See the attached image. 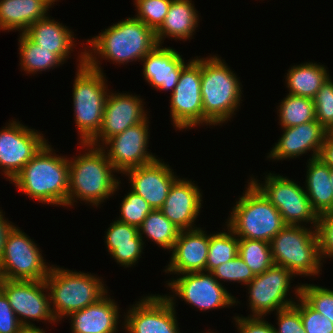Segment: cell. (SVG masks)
<instances>
[{"label":"cell","mask_w":333,"mask_h":333,"mask_svg":"<svg viewBox=\"0 0 333 333\" xmlns=\"http://www.w3.org/2000/svg\"><path fill=\"white\" fill-rule=\"evenodd\" d=\"M92 53L86 50L81 52L73 85L74 116L80 143H89L98 134L108 97L103 71Z\"/></svg>","instance_id":"6da1fadb"},{"label":"cell","mask_w":333,"mask_h":333,"mask_svg":"<svg viewBox=\"0 0 333 333\" xmlns=\"http://www.w3.org/2000/svg\"><path fill=\"white\" fill-rule=\"evenodd\" d=\"M51 152L46 142L12 182L34 200L67 206L69 160Z\"/></svg>","instance_id":"7a4b0ae2"},{"label":"cell","mask_w":333,"mask_h":333,"mask_svg":"<svg viewBox=\"0 0 333 333\" xmlns=\"http://www.w3.org/2000/svg\"><path fill=\"white\" fill-rule=\"evenodd\" d=\"M81 145L88 147L89 152L69 161L67 206H72L76 197L97 207L117 191L120 182L113 177L116 169L106 156L103 146L95 148L89 143Z\"/></svg>","instance_id":"3957f363"},{"label":"cell","mask_w":333,"mask_h":333,"mask_svg":"<svg viewBox=\"0 0 333 333\" xmlns=\"http://www.w3.org/2000/svg\"><path fill=\"white\" fill-rule=\"evenodd\" d=\"M218 57L201 58V97L203 123H224L234 114L241 100L240 81Z\"/></svg>","instance_id":"277c9868"},{"label":"cell","mask_w":333,"mask_h":333,"mask_svg":"<svg viewBox=\"0 0 333 333\" xmlns=\"http://www.w3.org/2000/svg\"><path fill=\"white\" fill-rule=\"evenodd\" d=\"M87 43L95 54L116 64L142 60L158 45L156 32L134 17L112 25Z\"/></svg>","instance_id":"5b68a950"},{"label":"cell","mask_w":333,"mask_h":333,"mask_svg":"<svg viewBox=\"0 0 333 333\" xmlns=\"http://www.w3.org/2000/svg\"><path fill=\"white\" fill-rule=\"evenodd\" d=\"M52 267L45 283L48 288L46 292H51V311L57 321L96 303L107 294L102 281L91 274Z\"/></svg>","instance_id":"8992f818"},{"label":"cell","mask_w":333,"mask_h":333,"mask_svg":"<svg viewBox=\"0 0 333 333\" xmlns=\"http://www.w3.org/2000/svg\"><path fill=\"white\" fill-rule=\"evenodd\" d=\"M246 189L232 209L227 226L239 238L270 243L286 224L278 209L251 182Z\"/></svg>","instance_id":"52a82bcc"},{"label":"cell","mask_w":333,"mask_h":333,"mask_svg":"<svg viewBox=\"0 0 333 333\" xmlns=\"http://www.w3.org/2000/svg\"><path fill=\"white\" fill-rule=\"evenodd\" d=\"M274 265L290 270L294 276L318 275L321 259L316 229L286 225L270 241Z\"/></svg>","instance_id":"ba28073f"},{"label":"cell","mask_w":333,"mask_h":333,"mask_svg":"<svg viewBox=\"0 0 333 333\" xmlns=\"http://www.w3.org/2000/svg\"><path fill=\"white\" fill-rule=\"evenodd\" d=\"M36 244L15 225L8 231L0 259V279L42 281L48 276L50 266Z\"/></svg>","instance_id":"9c48e42d"},{"label":"cell","mask_w":333,"mask_h":333,"mask_svg":"<svg viewBox=\"0 0 333 333\" xmlns=\"http://www.w3.org/2000/svg\"><path fill=\"white\" fill-rule=\"evenodd\" d=\"M250 182L278 209L286 225L314 223L316 228L318 215L312 209L306 191L292 180L280 175H267L265 184L251 179Z\"/></svg>","instance_id":"30bf717a"},{"label":"cell","mask_w":333,"mask_h":333,"mask_svg":"<svg viewBox=\"0 0 333 333\" xmlns=\"http://www.w3.org/2000/svg\"><path fill=\"white\" fill-rule=\"evenodd\" d=\"M170 113L179 130L203 123L201 97V58L189 61L183 68L177 86L171 93Z\"/></svg>","instance_id":"8fae6325"},{"label":"cell","mask_w":333,"mask_h":333,"mask_svg":"<svg viewBox=\"0 0 333 333\" xmlns=\"http://www.w3.org/2000/svg\"><path fill=\"white\" fill-rule=\"evenodd\" d=\"M48 289L45 280L20 281L0 279V290L23 327H35L27 319L57 322L51 311L50 295L43 292ZM22 316V317H20ZM20 317V318H19Z\"/></svg>","instance_id":"7c38bea8"},{"label":"cell","mask_w":333,"mask_h":333,"mask_svg":"<svg viewBox=\"0 0 333 333\" xmlns=\"http://www.w3.org/2000/svg\"><path fill=\"white\" fill-rule=\"evenodd\" d=\"M46 142L34 129L9 123L0 131V167L5 176L12 181Z\"/></svg>","instance_id":"4fadbf2b"},{"label":"cell","mask_w":333,"mask_h":333,"mask_svg":"<svg viewBox=\"0 0 333 333\" xmlns=\"http://www.w3.org/2000/svg\"><path fill=\"white\" fill-rule=\"evenodd\" d=\"M293 275L290 270L278 265H273L262 274L255 275L247 284L250 293L249 306L253 312L251 316L264 317L275 309L279 311L294 305V301L286 298Z\"/></svg>","instance_id":"5bb4252c"},{"label":"cell","mask_w":333,"mask_h":333,"mask_svg":"<svg viewBox=\"0 0 333 333\" xmlns=\"http://www.w3.org/2000/svg\"><path fill=\"white\" fill-rule=\"evenodd\" d=\"M181 275L178 279L169 281L168 286L188 304L206 311L237 303L211 272H189Z\"/></svg>","instance_id":"9a60e30c"},{"label":"cell","mask_w":333,"mask_h":333,"mask_svg":"<svg viewBox=\"0 0 333 333\" xmlns=\"http://www.w3.org/2000/svg\"><path fill=\"white\" fill-rule=\"evenodd\" d=\"M173 297L150 295L128 310L124 326L129 333H180Z\"/></svg>","instance_id":"2e32d148"},{"label":"cell","mask_w":333,"mask_h":333,"mask_svg":"<svg viewBox=\"0 0 333 333\" xmlns=\"http://www.w3.org/2000/svg\"><path fill=\"white\" fill-rule=\"evenodd\" d=\"M148 120L130 126L122 133L108 138L105 144L110 146L106 156L110 160L115 172L124 173L126 170L150 164L156 160L152 153L147 152Z\"/></svg>","instance_id":"e0dca14e"},{"label":"cell","mask_w":333,"mask_h":333,"mask_svg":"<svg viewBox=\"0 0 333 333\" xmlns=\"http://www.w3.org/2000/svg\"><path fill=\"white\" fill-rule=\"evenodd\" d=\"M108 93L103 111V121L98 134L89 142L90 145L99 146L117 134L122 133L130 126L144 122L147 114L143 109L142 99L126 93Z\"/></svg>","instance_id":"ac0fdd59"},{"label":"cell","mask_w":333,"mask_h":333,"mask_svg":"<svg viewBox=\"0 0 333 333\" xmlns=\"http://www.w3.org/2000/svg\"><path fill=\"white\" fill-rule=\"evenodd\" d=\"M123 174H128L131 190L144 198L153 209L163 206L171 186L178 179L169 165L158 159L150 164L128 169Z\"/></svg>","instance_id":"d6986e66"},{"label":"cell","mask_w":333,"mask_h":333,"mask_svg":"<svg viewBox=\"0 0 333 333\" xmlns=\"http://www.w3.org/2000/svg\"><path fill=\"white\" fill-rule=\"evenodd\" d=\"M283 135L274 148L270 151L268 158L288 159L301 156L312 150V158L320 157L327 131L317 120L293 127L283 128Z\"/></svg>","instance_id":"ffe728a7"},{"label":"cell","mask_w":333,"mask_h":333,"mask_svg":"<svg viewBox=\"0 0 333 333\" xmlns=\"http://www.w3.org/2000/svg\"><path fill=\"white\" fill-rule=\"evenodd\" d=\"M210 235L201 228L181 230L172 248V257L165 272L183 274L206 272Z\"/></svg>","instance_id":"44dd1931"},{"label":"cell","mask_w":333,"mask_h":333,"mask_svg":"<svg viewBox=\"0 0 333 333\" xmlns=\"http://www.w3.org/2000/svg\"><path fill=\"white\" fill-rule=\"evenodd\" d=\"M198 186L185 179H177L171 186L165 203L159 209L180 230H191L201 208Z\"/></svg>","instance_id":"7402d4cb"},{"label":"cell","mask_w":333,"mask_h":333,"mask_svg":"<svg viewBox=\"0 0 333 333\" xmlns=\"http://www.w3.org/2000/svg\"><path fill=\"white\" fill-rule=\"evenodd\" d=\"M158 44L143 59L144 78L155 89L174 90L182 68L186 65L181 55L172 48Z\"/></svg>","instance_id":"603a6c76"},{"label":"cell","mask_w":333,"mask_h":333,"mask_svg":"<svg viewBox=\"0 0 333 333\" xmlns=\"http://www.w3.org/2000/svg\"><path fill=\"white\" fill-rule=\"evenodd\" d=\"M69 316L72 333H115L119 313L115 301L104 295L96 303Z\"/></svg>","instance_id":"cb8c5ba5"},{"label":"cell","mask_w":333,"mask_h":333,"mask_svg":"<svg viewBox=\"0 0 333 333\" xmlns=\"http://www.w3.org/2000/svg\"><path fill=\"white\" fill-rule=\"evenodd\" d=\"M106 233V244L112 258L124 267L135 265L144 245L138 227L116 220Z\"/></svg>","instance_id":"d4e9b609"},{"label":"cell","mask_w":333,"mask_h":333,"mask_svg":"<svg viewBox=\"0 0 333 333\" xmlns=\"http://www.w3.org/2000/svg\"><path fill=\"white\" fill-rule=\"evenodd\" d=\"M23 33L40 48L55 53L63 62L69 57L74 45L72 32L60 22L50 20L48 16L34 22Z\"/></svg>","instance_id":"484cf974"},{"label":"cell","mask_w":333,"mask_h":333,"mask_svg":"<svg viewBox=\"0 0 333 333\" xmlns=\"http://www.w3.org/2000/svg\"><path fill=\"white\" fill-rule=\"evenodd\" d=\"M49 7L46 0H0V29L24 32L34 22L44 19Z\"/></svg>","instance_id":"4316f807"},{"label":"cell","mask_w":333,"mask_h":333,"mask_svg":"<svg viewBox=\"0 0 333 333\" xmlns=\"http://www.w3.org/2000/svg\"><path fill=\"white\" fill-rule=\"evenodd\" d=\"M307 165L306 194L317 215L333 211L331 168L321 157L310 158Z\"/></svg>","instance_id":"83f0119b"},{"label":"cell","mask_w":333,"mask_h":333,"mask_svg":"<svg viewBox=\"0 0 333 333\" xmlns=\"http://www.w3.org/2000/svg\"><path fill=\"white\" fill-rule=\"evenodd\" d=\"M191 0H172L161 27L156 31V39L161 44L164 36L175 39H189L198 27V15Z\"/></svg>","instance_id":"f1b7e54d"},{"label":"cell","mask_w":333,"mask_h":333,"mask_svg":"<svg viewBox=\"0 0 333 333\" xmlns=\"http://www.w3.org/2000/svg\"><path fill=\"white\" fill-rule=\"evenodd\" d=\"M286 77L289 94L313 99L329 75L324 66L309 62L292 66Z\"/></svg>","instance_id":"f546056e"},{"label":"cell","mask_w":333,"mask_h":333,"mask_svg":"<svg viewBox=\"0 0 333 333\" xmlns=\"http://www.w3.org/2000/svg\"><path fill=\"white\" fill-rule=\"evenodd\" d=\"M21 67L27 73L45 71L51 67L62 64V60L53 52L45 48H40L30 40L23 32L19 38Z\"/></svg>","instance_id":"4dcf8cb0"},{"label":"cell","mask_w":333,"mask_h":333,"mask_svg":"<svg viewBox=\"0 0 333 333\" xmlns=\"http://www.w3.org/2000/svg\"><path fill=\"white\" fill-rule=\"evenodd\" d=\"M139 234L145 233L153 242L164 249H172L180 229L169 221L159 209H153L138 227Z\"/></svg>","instance_id":"1f68e13d"},{"label":"cell","mask_w":333,"mask_h":333,"mask_svg":"<svg viewBox=\"0 0 333 333\" xmlns=\"http://www.w3.org/2000/svg\"><path fill=\"white\" fill-rule=\"evenodd\" d=\"M280 123L283 128L316 120L313 99L288 94L279 105Z\"/></svg>","instance_id":"d6a6232c"},{"label":"cell","mask_w":333,"mask_h":333,"mask_svg":"<svg viewBox=\"0 0 333 333\" xmlns=\"http://www.w3.org/2000/svg\"><path fill=\"white\" fill-rule=\"evenodd\" d=\"M227 229L229 233L210 234L206 272H212L219 265L227 263L238 255L239 238L229 227Z\"/></svg>","instance_id":"836d02e7"},{"label":"cell","mask_w":333,"mask_h":333,"mask_svg":"<svg viewBox=\"0 0 333 333\" xmlns=\"http://www.w3.org/2000/svg\"><path fill=\"white\" fill-rule=\"evenodd\" d=\"M238 255L254 275L265 272L274 265L270 243L262 240L239 238Z\"/></svg>","instance_id":"e575fe53"},{"label":"cell","mask_w":333,"mask_h":333,"mask_svg":"<svg viewBox=\"0 0 333 333\" xmlns=\"http://www.w3.org/2000/svg\"><path fill=\"white\" fill-rule=\"evenodd\" d=\"M172 0H135L138 14L135 17L155 32L163 24Z\"/></svg>","instance_id":"d590c367"},{"label":"cell","mask_w":333,"mask_h":333,"mask_svg":"<svg viewBox=\"0 0 333 333\" xmlns=\"http://www.w3.org/2000/svg\"><path fill=\"white\" fill-rule=\"evenodd\" d=\"M296 289V296L299 298V302L294 306L300 311V316L304 325L306 333H333V322L329 320L325 315H321L314 310L301 296L300 286Z\"/></svg>","instance_id":"8d00e7d4"},{"label":"cell","mask_w":333,"mask_h":333,"mask_svg":"<svg viewBox=\"0 0 333 333\" xmlns=\"http://www.w3.org/2000/svg\"><path fill=\"white\" fill-rule=\"evenodd\" d=\"M300 296L317 312L333 322V290L312 284L300 285Z\"/></svg>","instance_id":"74e56055"},{"label":"cell","mask_w":333,"mask_h":333,"mask_svg":"<svg viewBox=\"0 0 333 333\" xmlns=\"http://www.w3.org/2000/svg\"><path fill=\"white\" fill-rule=\"evenodd\" d=\"M152 210L144 198L131 190L121 203V217L118 221L139 227Z\"/></svg>","instance_id":"f35d334b"},{"label":"cell","mask_w":333,"mask_h":333,"mask_svg":"<svg viewBox=\"0 0 333 333\" xmlns=\"http://www.w3.org/2000/svg\"><path fill=\"white\" fill-rule=\"evenodd\" d=\"M316 120L329 132L333 130V82L330 77L313 98Z\"/></svg>","instance_id":"ab89813d"},{"label":"cell","mask_w":333,"mask_h":333,"mask_svg":"<svg viewBox=\"0 0 333 333\" xmlns=\"http://www.w3.org/2000/svg\"><path fill=\"white\" fill-rule=\"evenodd\" d=\"M213 276L220 280L234 281V282H243L244 284L250 283L255 275L251 269L245 264L243 259L237 255L232 260L227 263L219 265L212 272Z\"/></svg>","instance_id":"60d3db41"},{"label":"cell","mask_w":333,"mask_h":333,"mask_svg":"<svg viewBox=\"0 0 333 333\" xmlns=\"http://www.w3.org/2000/svg\"><path fill=\"white\" fill-rule=\"evenodd\" d=\"M320 259L333 257V211L318 215L316 225ZM324 255V256H323Z\"/></svg>","instance_id":"b9f144b4"},{"label":"cell","mask_w":333,"mask_h":333,"mask_svg":"<svg viewBox=\"0 0 333 333\" xmlns=\"http://www.w3.org/2000/svg\"><path fill=\"white\" fill-rule=\"evenodd\" d=\"M278 326L276 333H306L300 316V311L291 305L287 308L277 311Z\"/></svg>","instance_id":"7bdbcfd3"},{"label":"cell","mask_w":333,"mask_h":333,"mask_svg":"<svg viewBox=\"0 0 333 333\" xmlns=\"http://www.w3.org/2000/svg\"><path fill=\"white\" fill-rule=\"evenodd\" d=\"M23 326L0 290V333H20Z\"/></svg>","instance_id":"ee69618b"},{"label":"cell","mask_w":333,"mask_h":333,"mask_svg":"<svg viewBox=\"0 0 333 333\" xmlns=\"http://www.w3.org/2000/svg\"><path fill=\"white\" fill-rule=\"evenodd\" d=\"M236 325L240 333H276L273 325L264 321L262 317H238L235 318Z\"/></svg>","instance_id":"f6af8a7d"},{"label":"cell","mask_w":333,"mask_h":333,"mask_svg":"<svg viewBox=\"0 0 333 333\" xmlns=\"http://www.w3.org/2000/svg\"><path fill=\"white\" fill-rule=\"evenodd\" d=\"M320 157L326 162V164L333 168V133L328 132L326 135Z\"/></svg>","instance_id":"bcb514c9"},{"label":"cell","mask_w":333,"mask_h":333,"mask_svg":"<svg viewBox=\"0 0 333 333\" xmlns=\"http://www.w3.org/2000/svg\"><path fill=\"white\" fill-rule=\"evenodd\" d=\"M4 215H2V211L0 210V259L3 253L4 242L8 231L13 226L12 223L4 220Z\"/></svg>","instance_id":"7dc6e473"},{"label":"cell","mask_w":333,"mask_h":333,"mask_svg":"<svg viewBox=\"0 0 333 333\" xmlns=\"http://www.w3.org/2000/svg\"><path fill=\"white\" fill-rule=\"evenodd\" d=\"M20 333H45V331L35 326V327H23Z\"/></svg>","instance_id":"c3c4849f"},{"label":"cell","mask_w":333,"mask_h":333,"mask_svg":"<svg viewBox=\"0 0 333 333\" xmlns=\"http://www.w3.org/2000/svg\"><path fill=\"white\" fill-rule=\"evenodd\" d=\"M330 181H331V186H332V190H333V168H331Z\"/></svg>","instance_id":"681fc988"},{"label":"cell","mask_w":333,"mask_h":333,"mask_svg":"<svg viewBox=\"0 0 333 333\" xmlns=\"http://www.w3.org/2000/svg\"><path fill=\"white\" fill-rule=\"evenodd\" d=\"M50 5H52V3L54 4L55 1L57 0H46Z\"/></svg>","instance_id":"f907efd6"}]
</instances>
